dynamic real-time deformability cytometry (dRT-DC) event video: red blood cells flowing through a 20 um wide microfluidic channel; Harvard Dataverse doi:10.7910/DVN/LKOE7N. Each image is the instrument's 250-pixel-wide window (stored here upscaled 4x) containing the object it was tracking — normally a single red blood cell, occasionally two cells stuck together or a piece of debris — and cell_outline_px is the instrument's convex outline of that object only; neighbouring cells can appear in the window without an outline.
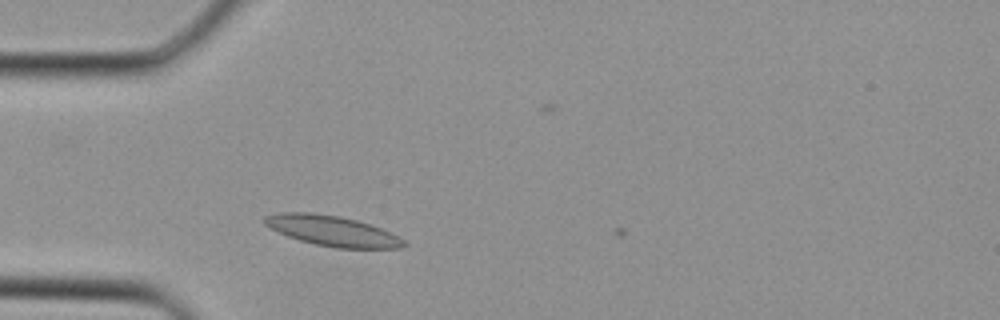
{"species": "Egyptian fruit bat (a non-hibernating species)", "species_latin": "Rousettus aegyptiacus", "temperature_condition": "cold", "stored_images_in_passage": 2, "camera_frame_rate_fps": 3000, "um_per_image_px": 0.085, "animal": {"sex": "female"}, "frame": {"image": 1, "passage_image": 1, "time_ms": 0.0, "image_size_px": [1000, 320], "cell_outline_px": [[408, 244], [396, 248], [336, 248], [316, 244], [300, 240], [288, 236], [268, 228], [260, 220], [264, 216], [280, 212], [312, 212], [340, 216], [356, 220], [380, 228], [404, 240]], "centroid_in_image_um": [28.15, 19.61], "position_along_channel_um": 56.9, "area_um2": 24.51}}